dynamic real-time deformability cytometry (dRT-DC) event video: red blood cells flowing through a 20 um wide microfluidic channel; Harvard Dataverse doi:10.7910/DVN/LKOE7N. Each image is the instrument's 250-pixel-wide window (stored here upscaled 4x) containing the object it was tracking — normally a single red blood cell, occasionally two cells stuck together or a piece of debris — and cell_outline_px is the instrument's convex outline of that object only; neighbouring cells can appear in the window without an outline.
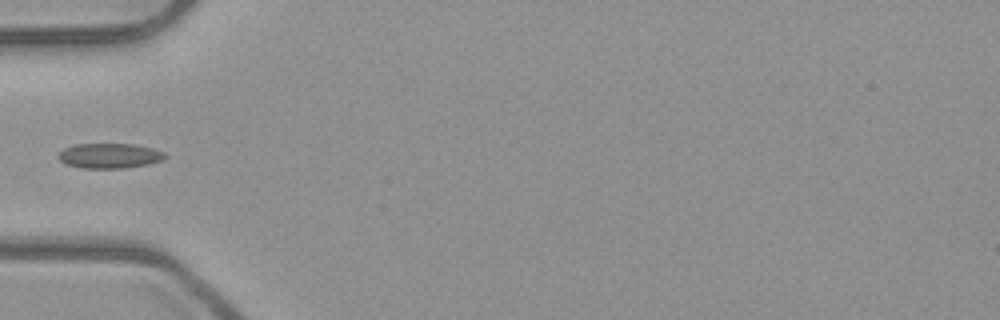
{"species": "common noctule bat (a hibernating species)", "species_latin": "Nyctalus noctula", "temperature_condition": "room temperature", "stored_images_in_passage": 4, "camera_frame_rate_fps": 3000, "um_per_image_px": 0.085, "animal": {"sex": "male", "body_mass_g": 23.1, "forearm_length_mm": 52.7}, "frame": {"image": 1, "passage_image": 4, "time_ms": 1.0, "image_size_px": [1000, 320], "cell_outline_px": [[168, 156], [164, 160], [148, 164], [124, 168], [80, 168], [64, 164], [56, 156], [64, 148], [76, 144], [132, 144], [152, 148], [164, 152]], "centroid_in_image_um": [9.3, 13.24], "position_along_channel_um": 75.7, "area_um2": 15.66}}